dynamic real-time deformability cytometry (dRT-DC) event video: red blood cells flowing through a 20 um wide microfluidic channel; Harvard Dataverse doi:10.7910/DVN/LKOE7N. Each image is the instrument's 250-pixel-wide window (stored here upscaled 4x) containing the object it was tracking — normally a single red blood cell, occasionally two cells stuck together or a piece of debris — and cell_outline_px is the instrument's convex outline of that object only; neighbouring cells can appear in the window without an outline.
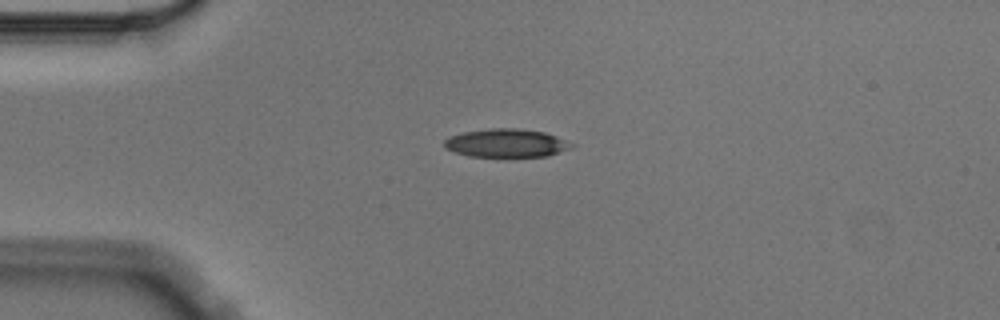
{"species": "Egyptian fruit bat (a non-hibernating species)", "species_latin": "Rousettus aegyptiacus", "temperature_condition": "cold", "stored_images_in_passage": 3, "camera_frame_rate_fps": 3000, "um_per_image_px": 0.085, "animal": {"sex": "male"}, "frame": {"image": 1, "passage_image": 3, "time_ms": 0.667, "image_size_px": [1000, 320], "cell_outline_px": [[576, 144], [572, 148], [548, 156], [468, 156], [444, 148], [444, 140], [448, 136], [460, 132], [488, 128], [520, 128], [544, 132], [556, 136]], "centroid_in_image_um": [43.03, 12.14], "position_along_channel_um": 42.0, "area_um2": 21.21}}